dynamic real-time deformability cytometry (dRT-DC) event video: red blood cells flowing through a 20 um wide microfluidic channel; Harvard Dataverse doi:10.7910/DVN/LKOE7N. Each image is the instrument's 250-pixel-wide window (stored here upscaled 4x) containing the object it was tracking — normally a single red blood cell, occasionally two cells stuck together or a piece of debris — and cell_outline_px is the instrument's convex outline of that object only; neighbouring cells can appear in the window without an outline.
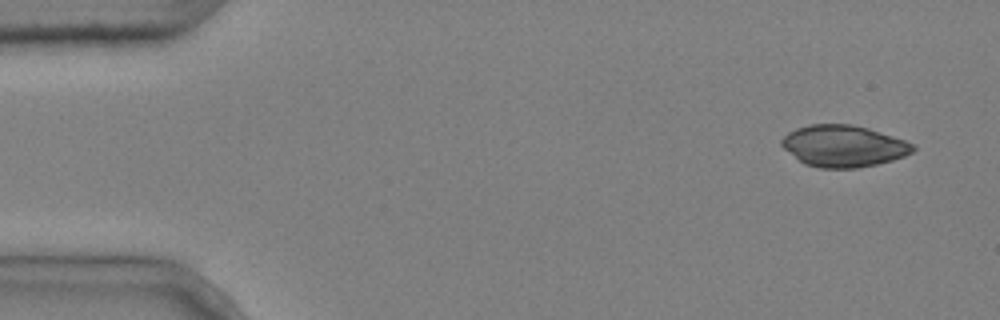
{"species": "common noctule bat (a hibernating species)", "species_latin": "Nyctalus noctula", "temperature_condition": "cold", "stored_images_in_passage": 4, "camera_frame_rate_fps": 3000, "um_per_image_px": 0.085, "animal": {"sex": "male", "body_mass_g": 20.4}, "frame": {"image": 1, "passage_image": 1, "time_ms": 0.0, "image_size_px": [1000, 320], "cell_outline_px": [[916, 148], [912, 152], [904, 156], [892, 160], [876, 164], [856, 168], [820, 168], [804, 164], [784, 148], [780, 144], [780, 140], [788, 132], [796, 128], [808, 124], [852, 124], [868, 128], [904, 140], [912, 144]], "centroid_in_image_um": [71.67, 12.41], "position_along_channel_um": 13.3, "area_um2": 31.73}}
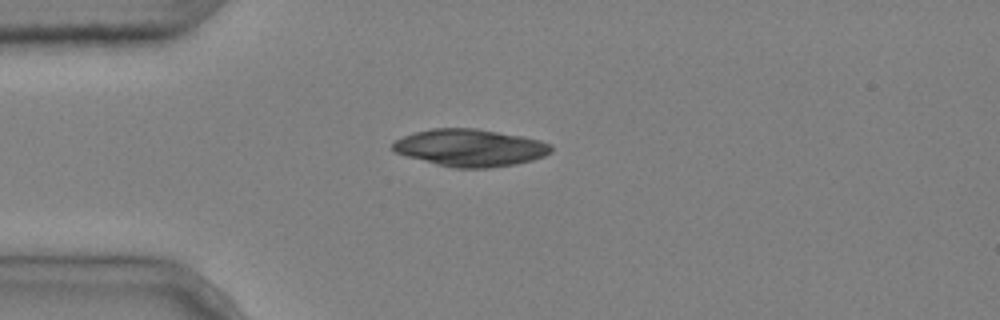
{"frame": {"image": 2, "passage_image": 4, "time_ms": 1.0, "image_size_px": [1000, 320], "cell_outline_px": [[552, 152], [544, 156], [532, 160], [516, 164], [488, 168], [456, 168], [436, 164], [404, 156], [396, 152], [392, 148], [392, 144], [396, 140], [404, 136], [416, 132], [432, 128], [476, 128], [524, 136], [540, 140], [552, 144]], "centroid_in_image_um": [39.99, 12.56], "position_along_channel_um": 45.0, "area_um2": 34.51}}